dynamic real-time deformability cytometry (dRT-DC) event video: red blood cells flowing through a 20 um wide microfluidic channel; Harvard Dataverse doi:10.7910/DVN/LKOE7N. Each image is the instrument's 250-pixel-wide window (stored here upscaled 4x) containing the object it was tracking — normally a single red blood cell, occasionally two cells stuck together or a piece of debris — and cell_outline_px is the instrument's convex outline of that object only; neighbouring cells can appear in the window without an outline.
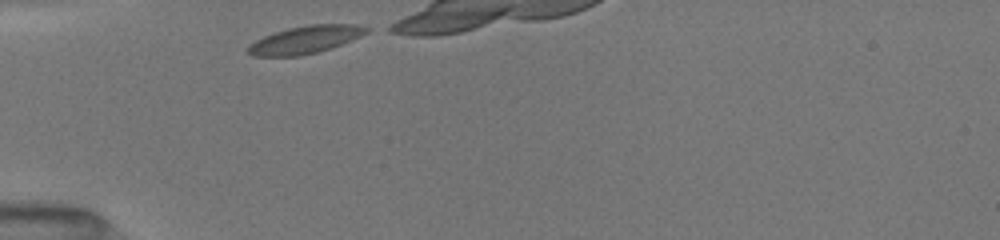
{"species": "common noctule bat (a hibernating species)", "species_latin": "Nyctalus noctula", "temperature_condition": "room temperature", "stored_images_in_passage": 9, "camera_frame_rate_fps": 3000, "um_per_image_px": 0.085, "animal": {"sex": "female", "body_mass_g": 19.5, "forearm_length_mm": 54.1}, "frame": {"image": 1, "passage_image": 1, "time_ms": 0.0, "image_size_px": [1000, 240], "cell_outline_px": [[372, 28], [368, 32], [352, 40], [332, 48], [300, 56], [252, 56], [244, 48], [256, 40], [264, 36], [288, 28], [308, 24], [356, 24]], "centroid_in_image_um": [25.96, 3.37], "position_along_channel_um": 59.0, "area_um2": 19.19}}
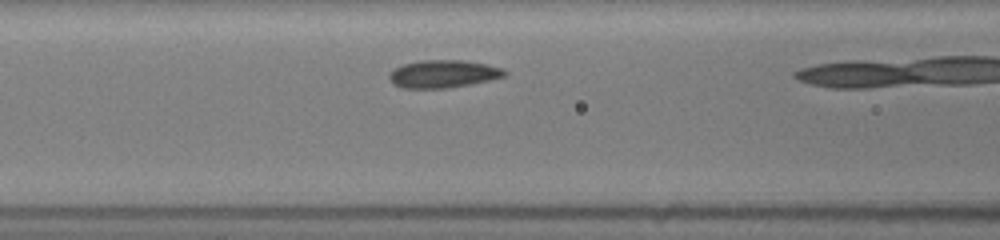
{"frame": {"image": 2, "passage_image": 6, "time_ms": 2.0, "image_size_px": [1000, 240], "cell_outline_px": [[508, 76], [492, 80], [448, 88], [400, 88], [392, 84], [388, 80], [388, 72], [404, 64], [420, 60], [464, 60], [484, 64], [500, 68], [508, 72]], "centroid_in_image_um": [37.65, 6.29], "position_along_channel_um": 129.0, "area_um2": 18.84}}